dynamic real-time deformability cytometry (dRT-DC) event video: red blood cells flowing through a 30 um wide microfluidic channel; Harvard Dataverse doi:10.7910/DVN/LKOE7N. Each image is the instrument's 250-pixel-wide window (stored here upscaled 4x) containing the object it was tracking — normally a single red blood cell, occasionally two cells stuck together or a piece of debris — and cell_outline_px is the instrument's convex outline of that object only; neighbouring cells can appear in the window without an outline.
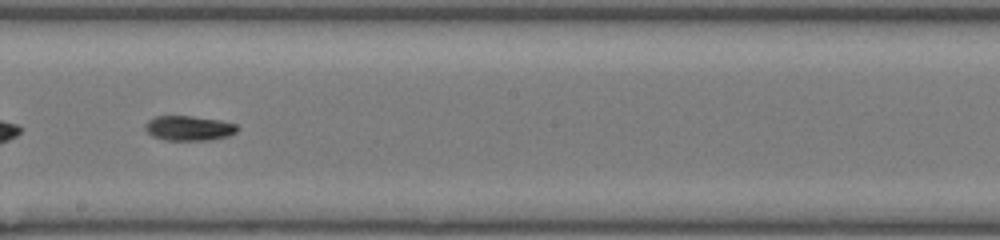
{"species": "common noctule bat (a hibernating species)", "species_latin": "Nyctalus noctula", "temperature_condition": "room temperature", "stored_images_in_passage": 39, "camera_frame_rate_fps": 3000, "um_per_image_px": 0.085, "animal": {"sex": "female", "body_mass_g": 17.0, "forearm_length_mm": 48.0}, "frame": {"image": 1, "passage_image": 17, "time_ms": 5.333, "image_size_px": [1000, 240], "cell_outline_px": [[240, 128], [236, 132], [228, 136], [208, 140], [164, 140], [152, 136], [144, 128], [144, 124], [148, 120], [156, 116], [192, 116], [220, 120], [236, 124]], "centroid_in_image_um": [16.05, 10.89], "position_along_channel_um": 232.2, "area_um2": 13.41}}
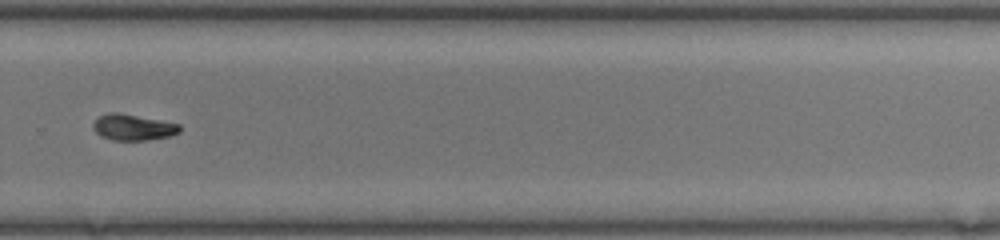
{"frame": {"image": 2, "passage_image": 23, "time_ms": 7.333, "image_size_px": [1000, 240], "cell_outline_px": [[180, 132], [172, 136], [144, 140], [112, 140], [100, 136], [92, 128], [92, 124], [100, 116], [108, 112], [116, 112], [180, 124]], "centroid_in_image_um": [11.3, 10.83], "position_along_channel_um": 318.5, "area_um2": 13.06}}
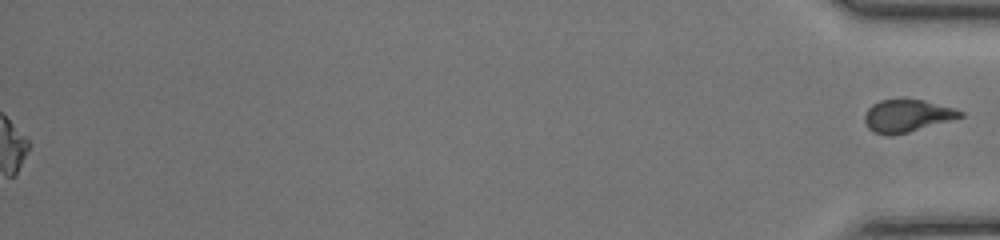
{"frame": {"image": 3, "passage_image": 39, "time_ms": 12.667, "image_size_px": [1000, 240], "cell_outline_px": [[964, 116], [908, 132], [892, 136], [888, 136], [872, 132], [868, 128], [864, 120], [864, 116], [868, 108], [872, 104], [880, 100], [924, 100], [952, 108], [964, 112]], "centroid_in_image_um": [77.05, 9.86], "position_along_channel_um": 358.1, "area_um2": 17.86}}